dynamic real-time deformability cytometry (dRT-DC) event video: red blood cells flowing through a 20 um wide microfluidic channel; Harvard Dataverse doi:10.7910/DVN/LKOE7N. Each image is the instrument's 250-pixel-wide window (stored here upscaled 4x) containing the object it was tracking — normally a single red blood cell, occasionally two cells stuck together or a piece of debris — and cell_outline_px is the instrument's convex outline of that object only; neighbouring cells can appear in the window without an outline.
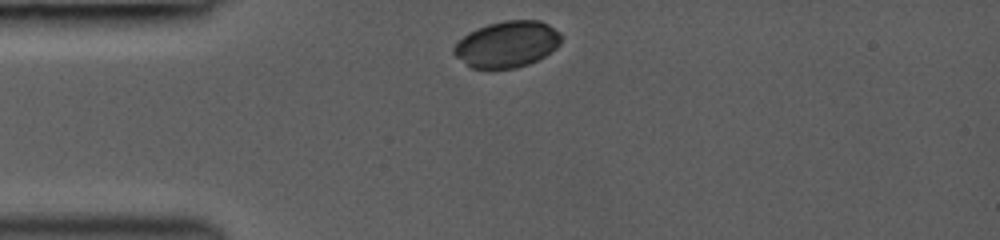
{"species": "common noctule bat (a hibernating species)", "species_latin": "Nyctalus noctula", "temperature_condition": "room temperature", "stored_images_in_passage": 11, "camera_frame_rate_fps": 3000, "um_per_image_px": 0.085, "animal": {"sex": "female", "body_mass_g": 19.0, "forearm_length_mm": 53.3}, "frame": {"image": 1, "passage_image": 1, "time_ms": 0.0, "image_size_px": [1000, 240], "cell_outline_px": [[560, 44], [556, 48], [544, 56], [528, 64], [516, 68], [472, 68], [456, 56], [452, 52], [452, 48], [468, 32], [476, 28], [488, 24], [504, 20], [540, 20], [548, 24], [560, 32]], "centroid_in_image_um": [43.1, 3.74], "position_along_channel_um": 41.9, "area_um2": 28.78}}
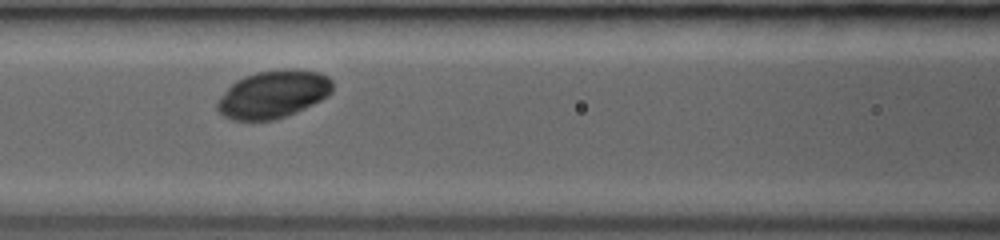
{"frame": {"image": 2, "passage_image": 4, "time_ms": 3.0, "image_size_px": [1000, 240], "cell_outline_px": [[332, 92], [328, 96], [288, 116], [276, 120], [232, 120], [224, 116], [216, 108], [216, 100], [236, 80], [244, 76], [256, 72], [284, 68], [296, 68], [320, 72], [328, 76], [332, 80]], "centroid_in_image_um": [23.23, 8.0], "position_along_channel_um": 143.4, "area_um2": 32.37}}
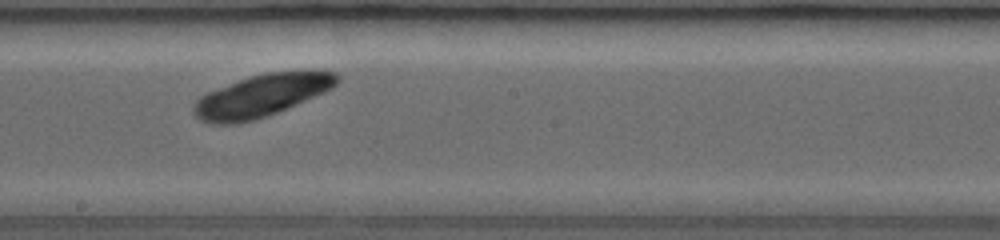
{"frame": {"image": 3, "passage_image": 6, "time_ms": 5.0, "image_size_px": [1000, 240], "cell_outline_px": [[340, 80], [332, 88], [324, 92], [268, 116], [256, 120], [236, 124], [212, 124], [200, 120], [192, 112], [192, 108], [196, 100], [200, 96], [208, 92], [248, 76], [264, 72], [336, 72], [340, 76]], "centroid_in_image_um": [22.18, 8.15], "position_along_channel_um": 226.0, "area_um2": 35.08}}